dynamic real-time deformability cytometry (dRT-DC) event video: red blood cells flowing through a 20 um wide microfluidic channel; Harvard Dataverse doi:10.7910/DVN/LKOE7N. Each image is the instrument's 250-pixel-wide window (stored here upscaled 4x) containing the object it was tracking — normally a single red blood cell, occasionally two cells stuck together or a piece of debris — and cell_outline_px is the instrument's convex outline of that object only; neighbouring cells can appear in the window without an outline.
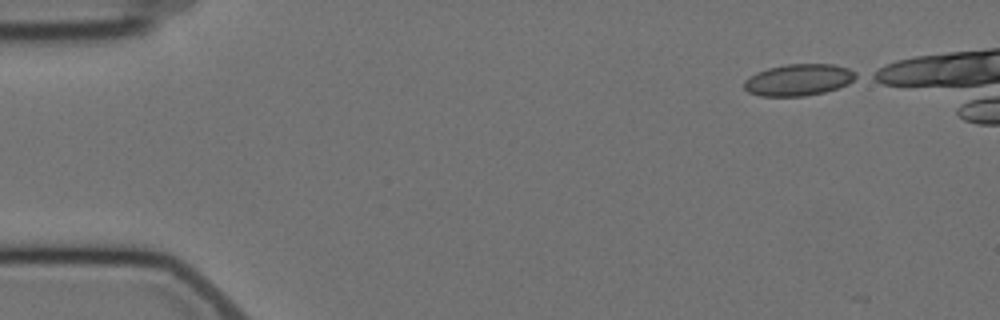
{"species": "Egyptian fruit bat (a non-hibernating species)", "species_latin": "Rousettus aegyptiacus", "temperature_condition": "cold", "stored_images_in_passage": 15, "camera_frame_rate_fps": 3000, "um_per_image_px": 0.085, "animal": {"sex": "female"}, "frame": {"image": 1, "passage_image": 1, "time_ms": 0.0, "image_size_px": [1000, 320], "cell_outline_px": [[860, 76], [848, 84], [824, 92], [804, 96], [760, 96], [748, 92], [744, 88], [744, 80], [748, 76], [756, 72], [768, 68], [788, 64], [832, 64], [848, 68], [856, 72]], "centroid_in_image_um": [67.88, 6.78], "position_along_channel_um": 17.1, "area_um2": 20.75}}